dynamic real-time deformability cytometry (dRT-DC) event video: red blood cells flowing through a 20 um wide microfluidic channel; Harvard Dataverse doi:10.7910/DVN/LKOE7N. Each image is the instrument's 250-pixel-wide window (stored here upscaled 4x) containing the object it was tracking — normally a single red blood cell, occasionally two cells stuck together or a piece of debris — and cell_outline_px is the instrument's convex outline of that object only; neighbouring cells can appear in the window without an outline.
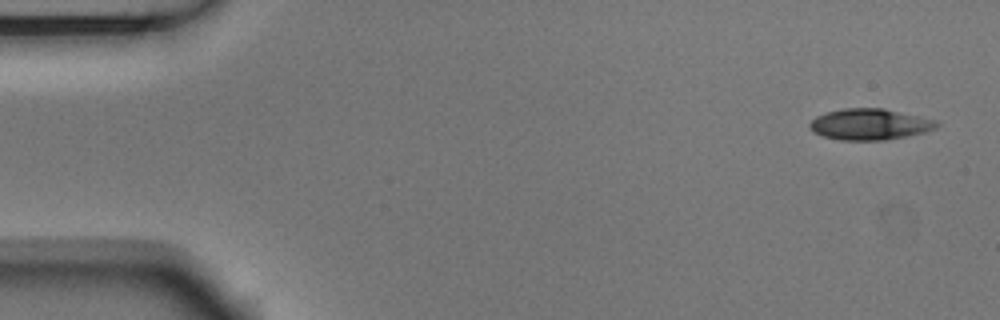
{"species": "Egyptian fruit bat (a non-hibernating species)", "species_latin": "Rousettus aegyptiacus", "temperature_condition": "room temperature", "stored_images_in_passage": 9, "camera_frame_rate_fps": 3000, "um_per_image_px": 0.085, "animal": {"sex": "male"}, "frame": {"image": 1, "passage_image": 1, "time_ms": 0.0, "image_size_px": [1000, 320], "cell_outline_px": [[940, 124], [936, 128], [924, 132], [908, 136], [884, 140], [840, 140], [824, 136], [812, 132], [808, 128], [808, 124], [816, 116], [828, 112], [844, 108], [884, 108], [936, 120]], "centroid_in_image_um": [73.91, 10.57], "position_along_channel_um": 11.1, "area_um2": 23.06}}
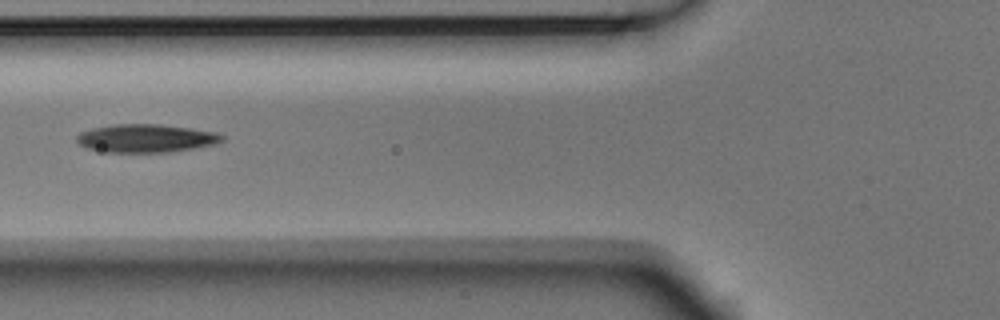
{"frame": {"image": 2, "passage_image": 6, "time_ms": 1.667, "image_size_px": [1000, 320], "cell_outline_px": [[224, 140], [216, 144], [168, 152], [104, 152], [88, 148], [80, 144], [76, 140], [76, 136], [80, 132], [92, 128], [116, 124], [160, 124], [216, 132], [224, 136]], "centroid_in_image_um": [12.4, 11.75], "position_along_channel_um": 113.4, "area_um2": 23.76}}
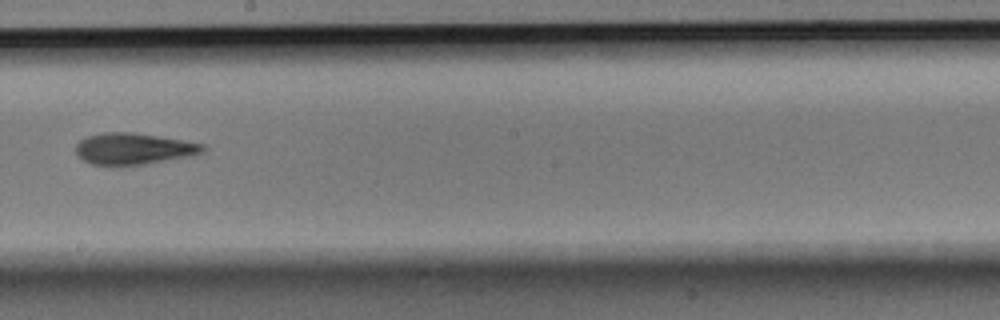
{"frame": {"image": 3, "passage_image": 9, "time_ms": 2.667, "image_size_px": [1000, 320], "cell_outline_px": [[208, 148], [204, 152], [192, 156], [144, 164], [92, 164], [84, 160], [76, 152], [76, 144], [84, 136], [104, 132], [136, 132], [184, 140], [204, 144]], "centroid_in_image_um": [11.41, 12.61], "position_along_channel_um": 236.8, "area_um2": 23.29}}